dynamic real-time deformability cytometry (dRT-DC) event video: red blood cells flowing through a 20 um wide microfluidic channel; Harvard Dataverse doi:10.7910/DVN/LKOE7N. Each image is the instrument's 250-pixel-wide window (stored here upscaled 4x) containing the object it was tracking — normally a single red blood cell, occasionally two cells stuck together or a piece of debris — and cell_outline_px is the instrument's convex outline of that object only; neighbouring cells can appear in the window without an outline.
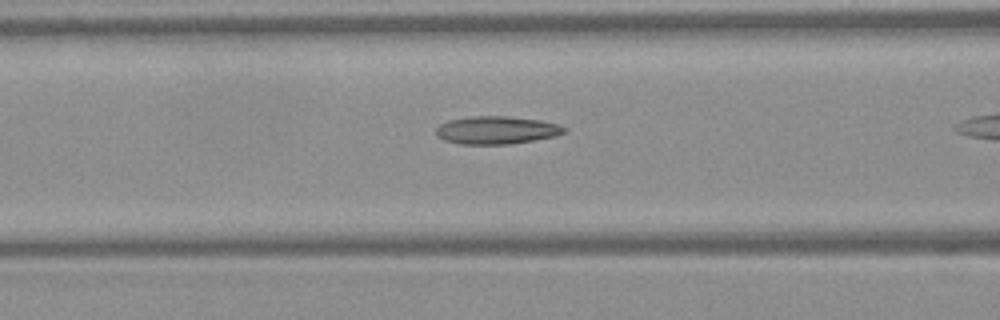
{"species": "Egyptian fruit bat (a non-hibernating species)", "species_latin": "Rousettus aegyptiacus", "temperature_condition": "warm", "stored_images_in_passage": 35, "camera_frame_rate_fps": 3000, "um_per_image_px": 0.085, "frame": {"image": 1, "passage_image": 16, "time_ms": 5.0, "image_size_px": [1000, 320], "cell_outline_px": [[564, 132], [556, 136], [512, 144], [460, 144], [444, 140], [436, 136], [436, 128], [440, 124], [448, 120], [472, 116], [508, 116], [540, 120], [556, 124], [564, 128]], "centroid_in_image_um": [42.15, 11.06], "position_along_channel_um": 124.4, "area_um2": 20.75}}
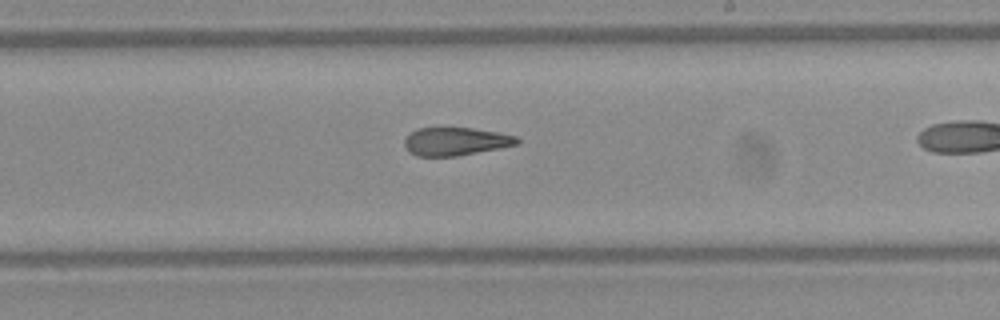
{"frame": {"image": 2, "passage_image": 25, "time_ms": 8.0, "image_size_px": [1000, 320], "cell_outline_px": [[520, 140], [516, 144], [500, 148], [456, 156], [416, 156], [408, 152], [404, 144], [404, 140], [412, 132], [420, 128], [472, 128], [496, 132], [516, 136]], "centroid_in_image_um": [38.71, 12.03], "position_along_channel_um": 250.3, "area_um2": 18.21}}
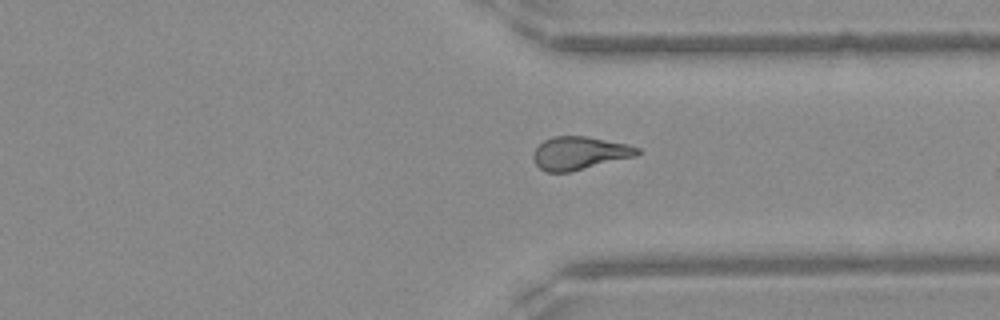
{"frame": {"image": 3, "passage_image": 33, "time_ms": 10.667, "image_size_px": [1000, 320], "cell_outline_px": [[640, 152], [636, 156], [568, 172], [544, 172], [536, 164], [532, 156], [532, 152], [544, 140], [552, 136], [584, 136], [628, 144], [640, 148]], "centroid_in_image_um": [49.23, 13.01], "position_along_channel_um": 362.2, "area_um2": 19.94}}